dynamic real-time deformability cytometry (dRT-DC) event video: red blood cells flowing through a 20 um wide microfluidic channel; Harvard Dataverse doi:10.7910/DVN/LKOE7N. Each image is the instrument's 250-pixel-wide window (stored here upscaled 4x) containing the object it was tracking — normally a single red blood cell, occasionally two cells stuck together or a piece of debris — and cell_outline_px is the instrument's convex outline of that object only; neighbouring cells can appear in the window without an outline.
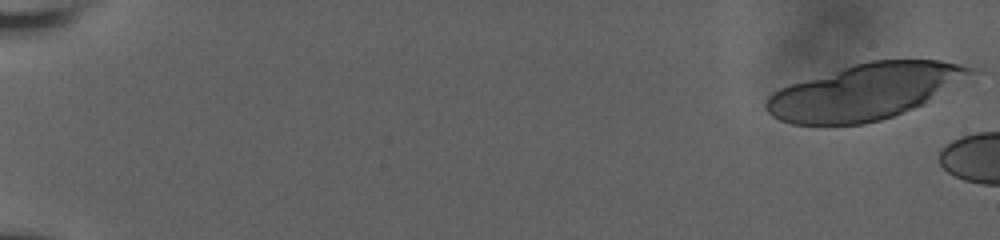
{"species": "human", "species_latin": "Homo sapiens", "temperature_condition": "room temperature", "stored_images_in_passage": 5, "camera_frame_rate_fps": 3000, "um_per_image_px": 0.085, "donor": {"sex": "male"}, "frame": {"image": 1, "passage_image": 1, "time_ms": 0.0, "image_size_px": [1000, 240], "cell_outline_px": [[980, 68], [976, 72], [924, 104], [892, 116], [880, 120], [864, 124], [792, 124], [780, 120], [772, 116], [764, 108], [764, 104], [768, 96], [772, 92], [780, 88], [852, 64], [868, 60], [940, 60]], "centroid_in_image_um": [73.53, 7.78], "position_along_channel_um": 11.5, "area_um2": 66.01}}